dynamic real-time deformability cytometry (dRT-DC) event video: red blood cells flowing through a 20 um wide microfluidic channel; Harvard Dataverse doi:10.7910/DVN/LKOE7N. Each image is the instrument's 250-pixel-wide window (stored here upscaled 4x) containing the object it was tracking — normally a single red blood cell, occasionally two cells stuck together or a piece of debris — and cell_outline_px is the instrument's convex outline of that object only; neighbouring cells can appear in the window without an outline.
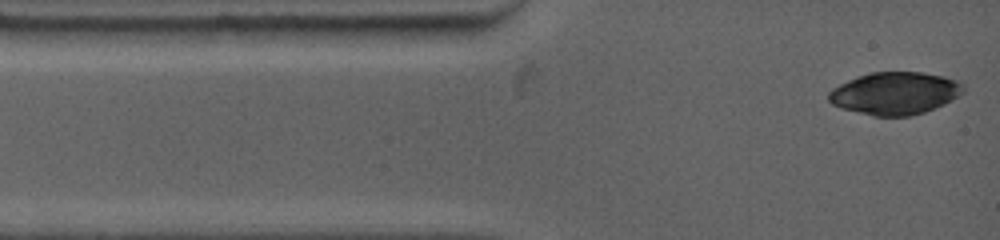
{"species": "common noctule bat (a hibernating species)", "species_latin": "Nyctalus noctula", "temperature_condition": "warm", "stored_images_in_passage": 5, "camera_frame_rate_fps": 4500, "um_per_image_px": 0.085, "animal": {"sex": "female", "body_mass_g": 19.0, "forearm_length_mm": 53.3}, "frame": {"image": 1, "passage_image": 1, "time_ms": 0.0, "image_size_px": [1000, 240], "cell_outline_px": [[964, 92], [924, 112], [908, 116], [876, 116], [840, 108], [832, 104], [828, 100], [828, 92], [832, 88], [848, 80], [872, 72], [920, 72], [944, 76], [956, 80], [964, 88]], "centroid_in_image_um": [76.01, 7.92], "position_along_channel_um": 9.0, "area_um2": 32.77}}